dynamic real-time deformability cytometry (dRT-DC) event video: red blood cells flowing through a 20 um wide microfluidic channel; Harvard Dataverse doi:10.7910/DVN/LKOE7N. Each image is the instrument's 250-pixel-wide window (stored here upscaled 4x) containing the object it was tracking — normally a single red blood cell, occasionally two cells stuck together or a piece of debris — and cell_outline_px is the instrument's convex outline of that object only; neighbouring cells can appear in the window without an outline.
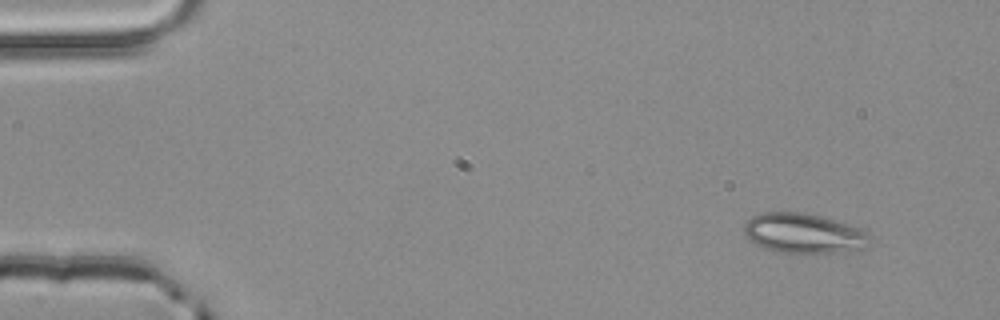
{"species": "common noctule bat (a hibernating species)", "species_latin": "Nyctalus noctula", "temperature_condition": "room temperature", "stored_images_in_passage": 3, "camera_frame_rate_fps": 3000, "um_per_image_px": 0.085, "animal": {"sex": "male", "body_mass_g": 20.4}, "frame": {"image": 1, "passage_image": 1, "time_ms": 0.0, "image_size_px": [1000, 320], "cell_outline_px": [[872, 236], [864, 248], [848, 252], [780, 252], [764, 248], [748, 240], [744, 236], [744, 224], [752, 216], [764, 212], [804, 212], [820, 216], [864, 228]], "centroid_in_image_um": [68.33, 19.82], "position_along_channel_um": 16.7, "area_um2": 29.42}}